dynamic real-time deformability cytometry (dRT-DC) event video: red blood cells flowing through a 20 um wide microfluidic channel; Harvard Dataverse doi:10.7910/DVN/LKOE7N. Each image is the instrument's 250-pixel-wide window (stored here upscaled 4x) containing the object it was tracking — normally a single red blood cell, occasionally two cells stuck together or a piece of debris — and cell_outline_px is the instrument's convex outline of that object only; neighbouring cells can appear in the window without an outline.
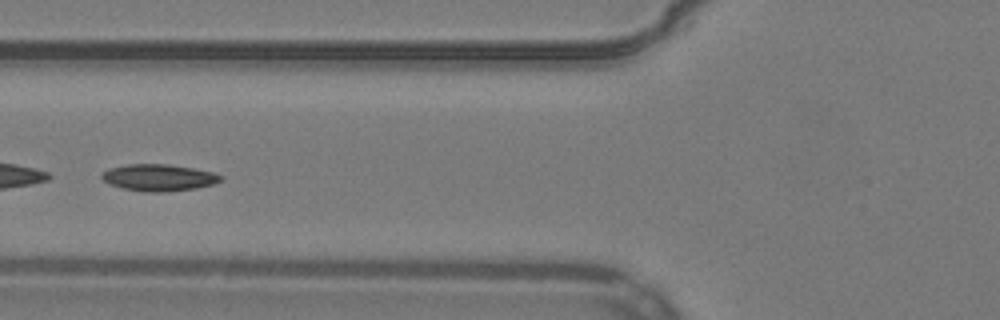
{"species": "common noctule bat (a hibernating species)", "species_latin": "Nyctalus noctula", "temperature_condition": "warm", "stored_images_in_passage": 38, "camera_frame_rate_fps": 3000, "um_per_image_px": 0.085, "animal": {"sex": "male", "body_mass_g": 19.2, "forearm_length_mm": 51.8}, "frame": {"image": 1, "passage_image": 6, "time_ms": 1.667, "image_size_px": [1000, 320], "cell_outline_px": [[224, 176], [220, 180], [212, 184], [196, 188], [168, 192], [144, 192], [124, 188], [108, 184], [100, 176], [108, 168], [128, 164], [168, 164], [192, 168], [212, 172]], "centroid_in_image_um": [13.47, 15.1], "position_along_channel_um": 112.3, "area_um2": 18.5}}
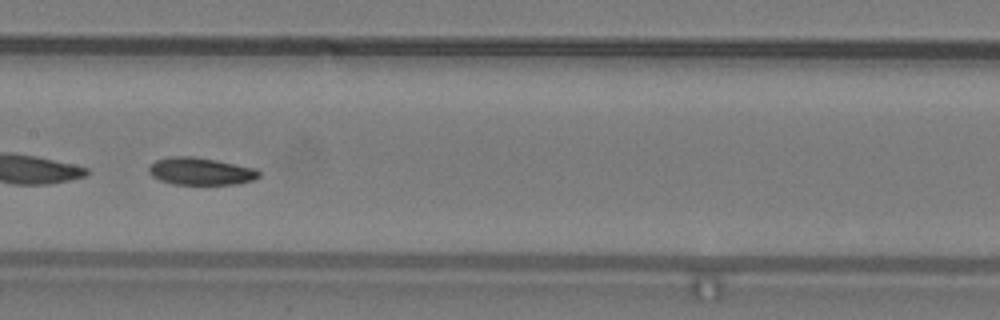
{"frame": {"image": 2, "passage_image": 12, "time_ms": 3.667, "image_size_px": [1000, 320], "cell_outline_px": [[260, 176], [252, 180], [236, 184], [172, 184], [160, 180], [152, 176], [148, 172], [148, 168], [156, 160], [168, 156], [192, 156], [216, 160], [256, 168], [260, 172]], "centroid_in_image_um": [17.04, 14.55], "position_along_channel_um": 190.4, "area_um2": 17.57}}